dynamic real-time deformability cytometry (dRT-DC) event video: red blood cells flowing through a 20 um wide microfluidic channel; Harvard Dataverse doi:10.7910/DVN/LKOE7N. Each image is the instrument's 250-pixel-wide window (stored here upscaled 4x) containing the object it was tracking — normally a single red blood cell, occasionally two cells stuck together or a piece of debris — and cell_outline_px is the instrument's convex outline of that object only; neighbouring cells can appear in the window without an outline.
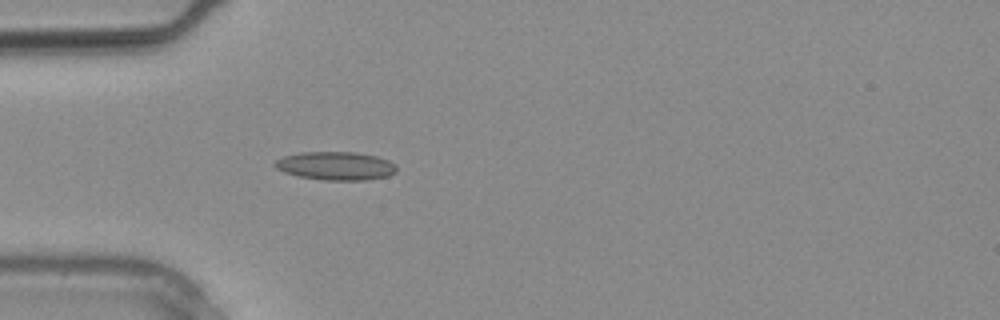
{"species": "common noctule bat (a hibernating species)", "species_latin": "Nyctalus noctula", "temperature_condition": "warm", "stored_images_in_passage": 3, "camera_frame_rate_fps": 3000, "um_per_image_px": 0.085, "animal": {"sex": "male", "body_mass_g": 20.4}, "frame": {"image": 1, "passage_image": 3, "time_ms": 0.667, "image_size_px": [1000, 320], "cell_outline_px": [[396, 172], [388, 176], [368, 180], [324, 180], [300, 176], [284, 172], [276, 168], [272, 164], [276, 160], [284, 156], [300, 152], [356, 152], [376, 156], [388, 160], [396, 164]], "centroid_in_image_um": [28.55, 14.09], "position_along_channel_um": 56.5, "area_um2": 20.17}}